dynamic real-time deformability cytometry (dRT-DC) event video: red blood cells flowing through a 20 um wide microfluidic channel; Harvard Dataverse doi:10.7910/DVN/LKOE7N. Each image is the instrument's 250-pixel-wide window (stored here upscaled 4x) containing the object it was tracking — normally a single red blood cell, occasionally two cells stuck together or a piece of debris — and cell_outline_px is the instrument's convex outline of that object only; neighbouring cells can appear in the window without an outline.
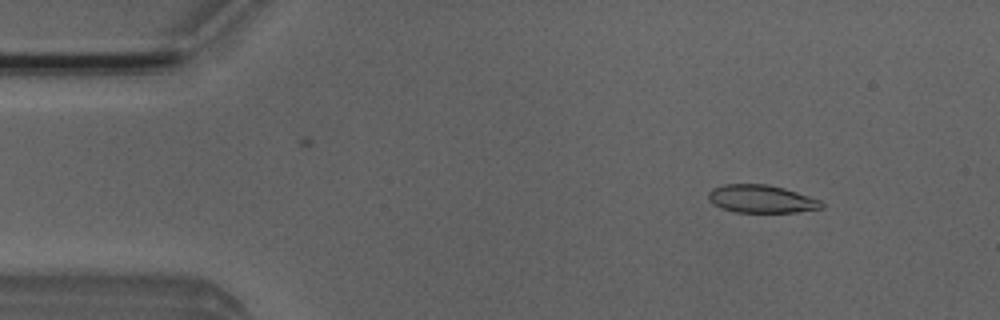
{"species": "Egyptian fruit bat (a non-hibernating species)", "species_latin": "Rousettus aegyptiacus", "temperature_condition": "room temperature", "stored_images_in_passage": 49, "camera_frame_rate_fps": 3000, "um_per_image_px": 0.085, "animal": {"sex": "male"}, "frame": {"image": 1, "passage_image": 5, "time_ms": 1.333, "image_size_px": [1000, 320], "cell_outline_px": [[824, 208], [796, 212], [736, 212], [720, 208], [712, 204], [708, 200], [708, 192], [712, 188], [724, 184], [764, 184], [784, 188], [820, 200], [824, 204]], "centroid_in_image_um": [64.68, 16.91], "position_along_channel_um": 20.3, "area_um2": 18.44}}
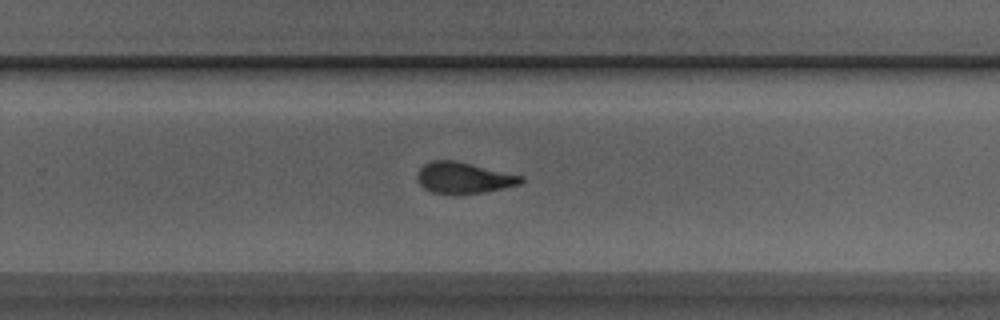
{"frame": {"image": 2, "passage_image": 31, "time_ms": 10.0, "image_size_px": [1000, 320], "cell_outline_px": [[524, 180], [520, 184], [504, 188], [480, 192], [432, 192], [424, 188], [420, 184], [416, 176], [420, 168], [424, 164], [432, 160], [456, 160], [524, 176]], "centroid_in_image_um": [39.42, 15.07], "position_along_channel_um": 290.4, "area_um2": 18.44}}
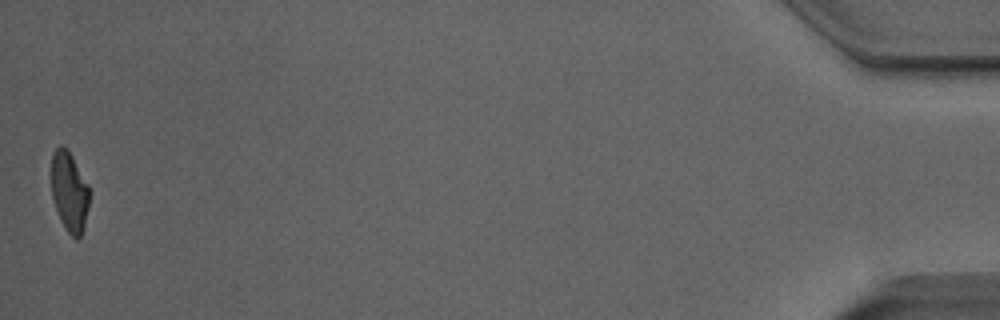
{"frame": {"image": 3, "passage_image": 49, "time_ms": 16.0, "image_size_px": [1000, 320], "cell_outline_px": [[88, 208], [84, 228], [80, 236], [76, 240], [68, 232], [60, 220], [52, 196], [52, 152], [60, 144], [68, 148], [88, 184]], "centroid_in_image_um": [5.89, 16.27], "position_along_channel_um": 429.3, "area_um2": 17.63}, "authors_computed_cell_mechanics": {"area_um2": 19.0162, "velocity_mm_per_s": 4.0318, "shape_relaxation_time_tau1_ms": 4.8906, "shape_relaxation_time_tau2_ms": 1.6295, "deformation_change_tau1": 0.1961, "deformation_change_tau2": 0.1021}}